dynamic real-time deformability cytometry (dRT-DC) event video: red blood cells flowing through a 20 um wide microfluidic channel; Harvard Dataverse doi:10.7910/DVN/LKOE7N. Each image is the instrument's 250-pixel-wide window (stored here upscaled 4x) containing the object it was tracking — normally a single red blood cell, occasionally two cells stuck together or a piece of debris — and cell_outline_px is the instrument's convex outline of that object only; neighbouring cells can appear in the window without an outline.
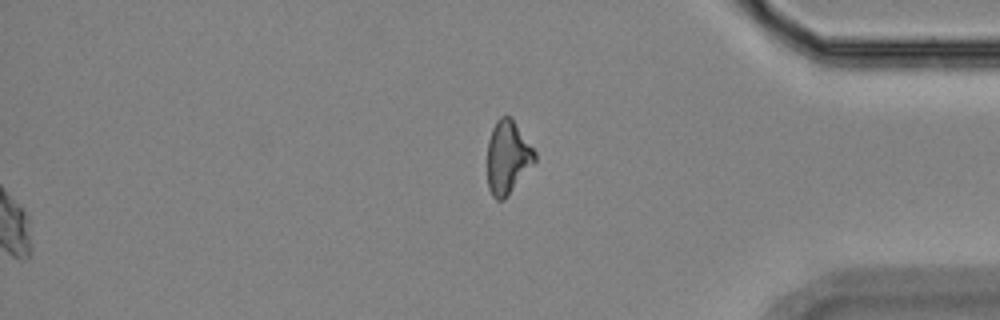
{"species": "Egyptian fruit bat (a non-hibernating species)", "species_latin": "Rousettus aegyptiacus", "temperature_condition": "room temperature", "stored_images_in_passage": 57, "segment_of_instrument_passage": [2, 2], "camera_frame_rate_fps": 3000, "um_per_image_px": 0.085, "animal": {"sex": "female"}, "frame": {"image": 1, "passage_image": 57, "time_ms": 18.667, "image_size_px": [1000, 320], "cell_outline_px": [[536, 160], [508, 196], [504, 200], [496, 200], [492, 196], [488, 188], [488, 140], [492, 128], [496, 120], [500, 116], [512, 116], [536, 152]], "centroid_in_image_um": [43.15, 13.35], "position_along_channel_um": 392.0, "area_um2": 20.4}}